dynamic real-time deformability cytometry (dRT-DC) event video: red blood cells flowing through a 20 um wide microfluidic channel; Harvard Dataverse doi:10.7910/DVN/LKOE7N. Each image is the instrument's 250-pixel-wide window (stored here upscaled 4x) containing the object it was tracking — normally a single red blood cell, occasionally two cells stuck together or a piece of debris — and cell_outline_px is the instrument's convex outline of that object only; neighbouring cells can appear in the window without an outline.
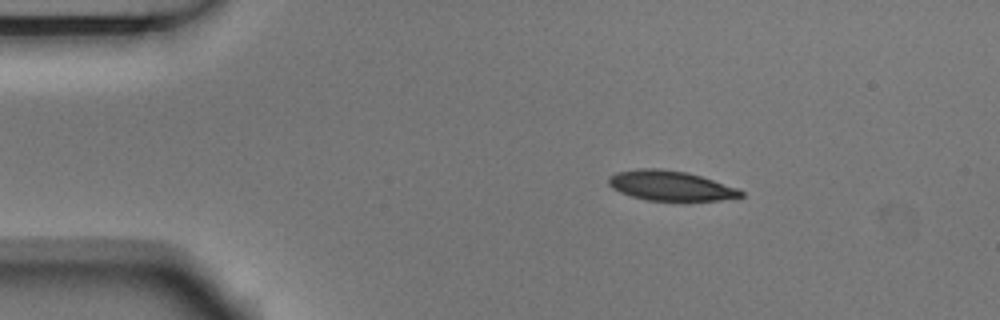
{"species": "Egyptian fruit bat (a non-hibernating species)", "species_latin": "Rousettus aegyptiacus", "temperature_condition": "room temperature", "stored_images_in_passage": 4, "camera_frame_rate_fps": 3000, "um_per_image_px": 0.085, "animal": {"sex": "male"}, "frame": {"image": 1, "passage_image": 1, "time_ms": 0.0, "image_size_px": [1000, 320], "cell_outline_px": [[744, 196], [720, 200], [648, 200], [632, 196], [620, 192], [612, 188], [608, 184], [608, 176], [616, 172], [640, 168], [660, 168], [688, 172], [736, 188], [744, 192]], "centroid_in_image_um": [56.95, 15.77], "position_along_channel_um": 28.1, "area_um2": 22.83}}
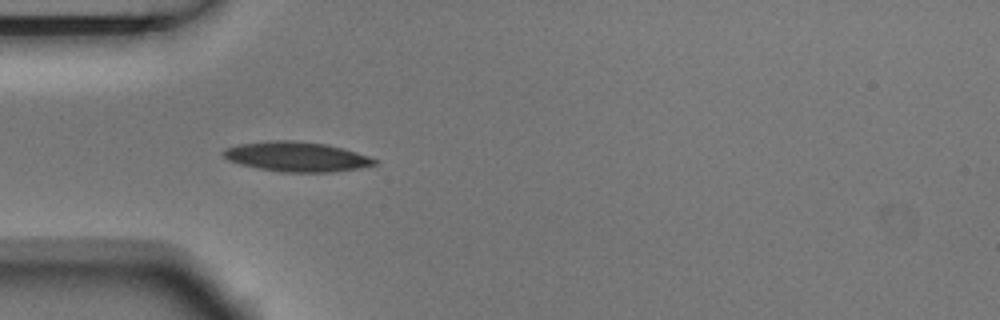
{"frame": {"image": 2, "passage_image": 3, "time_ms": 0.667, "image_size_px": [1000, 320], "cell_outline_px": [[376, 164], [360, 168], [332, 172], [280, 172], [240, 164], [228, 160], [220, 152], [224, 148], [240, 144], [276, 140], [292, 140], [324, 144], [356, 152], [368, 156], [376, 160]], "centroid_in_image_um": [25.18, 13.32], "position_along_channel_um": 59.8, "area_um2": 25.95}}
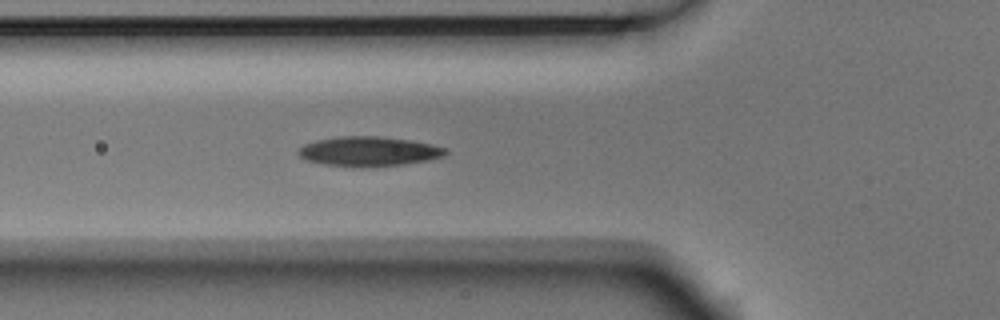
{"frame": {"image": 3, "passage_image": 4, "time_ms": 1.0, "image_size_px": [1000, 320], "cell_outline_px": [[448, 152], [444, 156], [428, 160], [404, 164], [360, 168], [352, 168], [324, 164], [308, 160], [300, 156], [296, 152], [304, 144], [316, 140], [336, 136], [380, 136], [412, 140], [432, 144], [448, 148]], "centroid_in_image_um": [31.36, 12.87], "position_along_channel_um": 94.4, "area_um2": 25.84}}